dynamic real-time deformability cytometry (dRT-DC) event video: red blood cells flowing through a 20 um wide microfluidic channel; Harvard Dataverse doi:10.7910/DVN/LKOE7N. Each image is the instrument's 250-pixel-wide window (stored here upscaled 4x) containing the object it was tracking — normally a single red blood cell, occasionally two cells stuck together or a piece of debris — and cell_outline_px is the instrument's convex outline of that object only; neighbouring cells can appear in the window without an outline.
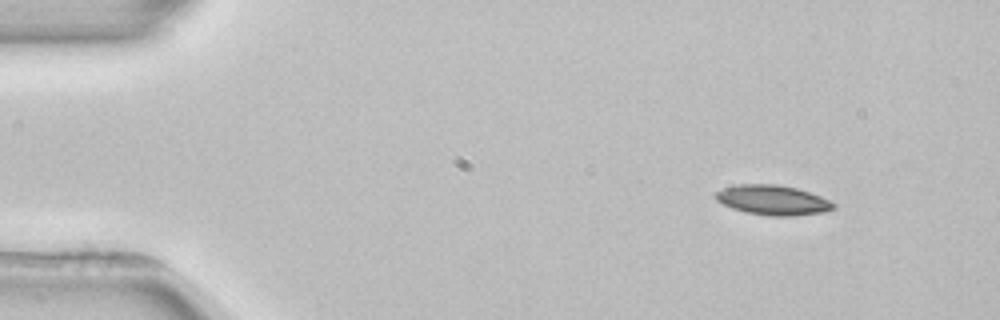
{"species": "common noctule bat (a hibernating species)", "species_latin": "Nyctalus noctula", "temperature_condition": "room temperature", "stored_images_in_passage": 3, "camera_frame_rate_fps": 3000, "um_per_image_px": 0.085, "animal": {"sex": "female", "body_mass_g": 22.7, "forearm_length_mm": 54.2}, "frame": {"image": 1, "passage_image": 1, "time_ms": 0.0, "image_size_px": [1000, 320], "cell_outline_px": [[836, 208], [824, 212], [792, 216], [772, 216], [748, 212], [732, 208], [716, 200], [716, 192], [724, 188], [740, 184], [776, 184], [796, 188], [820, 196], [836, 204]], "centroid_in_image_um": [65.72, 17.01], "position_along_channel_um": 19.3, "area_um2": 20.23}}